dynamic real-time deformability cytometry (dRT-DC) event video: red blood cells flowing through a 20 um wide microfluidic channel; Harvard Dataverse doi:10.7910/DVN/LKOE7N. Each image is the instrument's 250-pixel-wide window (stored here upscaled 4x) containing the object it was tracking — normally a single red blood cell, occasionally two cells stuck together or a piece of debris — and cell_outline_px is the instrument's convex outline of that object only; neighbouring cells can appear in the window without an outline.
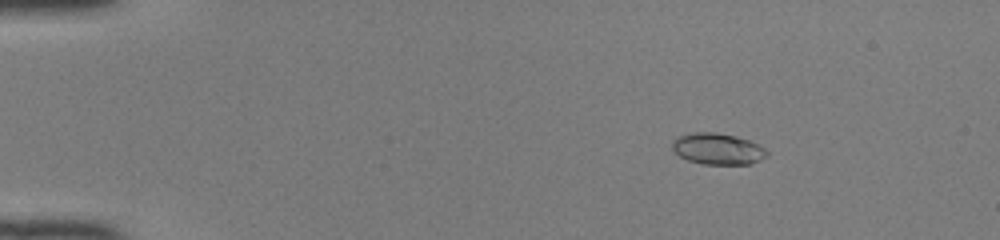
{"species": "common noctule bat (a hibernating species)", "species_latin": "Nyctalus noctula", "temperature_condition": "room temperature", "stored_images_in_passage": 47, "camera_frame_rate_fps": 3000, "um_per_image_px": 0.085, "animal": {"sex": "female", "body_mass_g": 22.0, "forearm_length_mm": 56.7}, "frame": {"image": 1, "passage_image": 5, "time_ms": 1.333, "image_size_px": [1000, 240], "cell_outline_px": [[768, 156], [752, 164], [704, 164], [688, 160], [680, 156], [672, 148], [672, 140], [680, 136], [692, 132], [716, 132], [736, 136], [760, 144], [768, 152]], "centroid_in_image_um": [61.03, 12.65], "position_along_channel_um": 24.0, "area_um2": 17.34}}
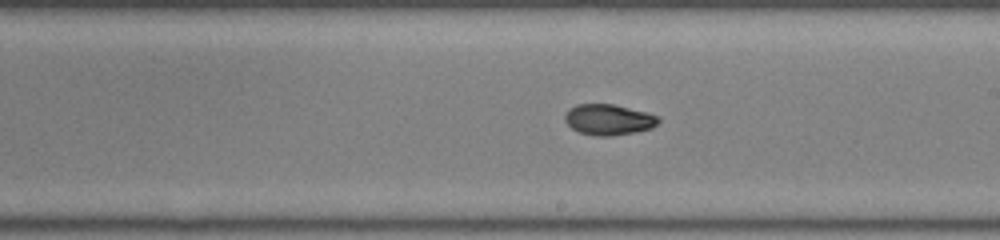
{"frame": {"image": 2, "passage_image": 27, "time_ms": 8.667, "image_size_px": [1000, 240], "cell_outline_px": [[660, 120], [652, 128], [612, 136], [596, 136], [580, 132], [572, 128], [564, 120], [564, 116], [568, 108], [576, 104], [612, 104], [660, 116]], "centroid_in_image_um": [51.7, 10.16], "position_along_channel_um": 237.3, "area_um2": 16.65}}
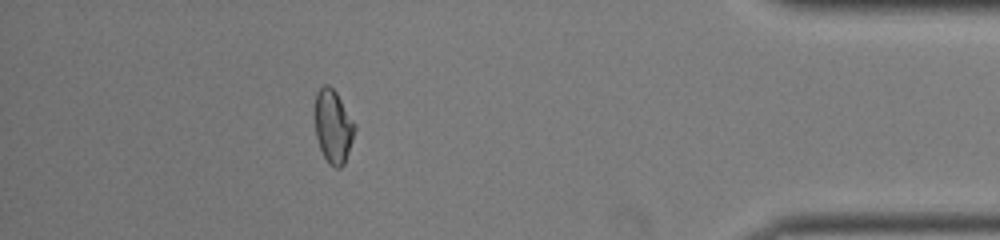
{"frame": {"image": 3, "passage_image": 42, "time_ms": 13.667, "image_size_px": [1000, 240], "cell_outline_px": [[356, 128], [344, 164], [340, 168], [336, 168], [328, 164], [320, 148], [316, 136], [312, 112], [316, 92], [324, 84], [328, 84], [336, 92], [356, 124]], "centroid_in_image_um": [28.28, 10.71], "position_along_channel_um": 406.9, "area_um2": 17.46}, "authors_computed_cell_mechanics": {"area_um2": 17.1088, "velocity_mm_per_s": 4.1618, "shape_relaxation_time_tau1_ms": 7.0405, "shape_relaxation_time_tau2_ms": 2.4522, "deformation_change_tau1": 0.1908, "deformation_change_tau2": 0.06}}